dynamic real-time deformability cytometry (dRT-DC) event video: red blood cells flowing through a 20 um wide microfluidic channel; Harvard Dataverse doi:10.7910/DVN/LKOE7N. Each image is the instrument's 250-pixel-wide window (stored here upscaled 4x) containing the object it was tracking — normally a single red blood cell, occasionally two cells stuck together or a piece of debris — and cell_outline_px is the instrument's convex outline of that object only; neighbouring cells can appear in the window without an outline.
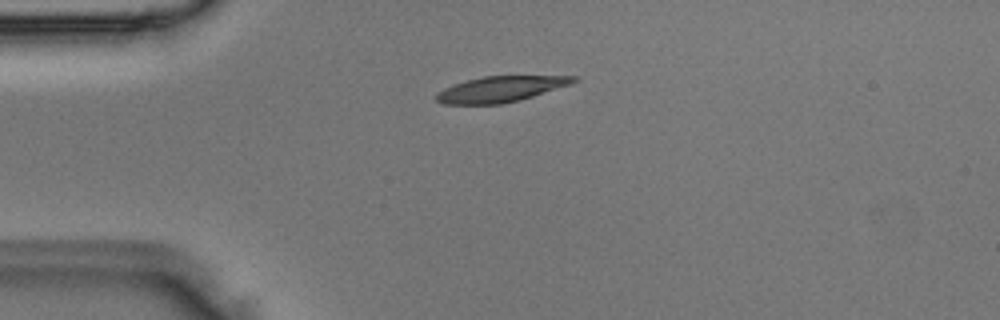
{"species": "Egyptian fruit bat (a non-hibernating species)", "species_latin": "Rousettus aegyptiacus", "temperature_condition": "room temperature", "stored_images_in_passage": 2, "camera_frame_rate_fps": 3000, "um_per_image_px": 0.085, "animal": {"sex": "male"}, "frame": {"image": 1, "passage_image": 2, "time_ms": 0.333, "image_size_px": [1000, 320], "cell_outline_px": [[580, 80], [572, 84], [520, 100], [500, 104], [444, 104], [436, 100], [436, 92], [452, 84], [484, 76], [580, 76]], "centroid_in_image_um": [42.58, 7.57], "position_along_channel_um": 42.4, "area_um2": 20.63}}